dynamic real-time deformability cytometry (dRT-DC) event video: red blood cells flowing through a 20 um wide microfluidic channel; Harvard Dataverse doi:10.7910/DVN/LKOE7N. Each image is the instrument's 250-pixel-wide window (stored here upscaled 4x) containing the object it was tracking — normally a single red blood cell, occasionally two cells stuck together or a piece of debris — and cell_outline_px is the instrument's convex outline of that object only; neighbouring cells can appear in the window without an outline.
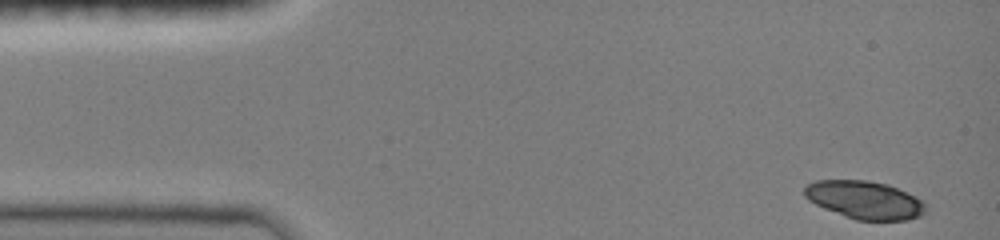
{"species": "common noctule bat (a hibernating species)", "species_latin": "Nyctalus noctula", "temperature_condition": "room temperature", "stored_images_in_passage": 5, "camera_frame_rate_fps": 3000, "um_per_image_px": 0.085, "animal": {"sex": "female", "body_mass_g": 19.0, "forearm_length_mm": 51.5}, "frame": {"image": 1, "passage_image": 1, "time_ms": 0.0, "image_size_px": [1000, 240], "cell_outline_px": [[924, 212], [920, 216], [908, 220], [856, 220], [824, 208], [808, 200], [804, 196], [804, 188], [808, 184], [816, 180], [868, 180], [888, 184], [916, 196], [924, 204]], "centroid_in_image_um": [73.48, 16.98], "position_along_channel_um": 11.5, "area_um2": 26.7}}
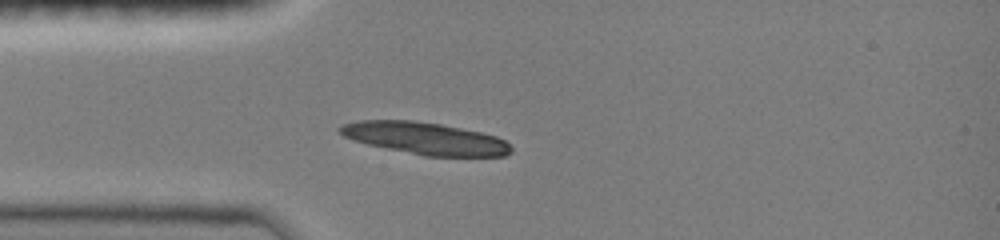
{"frame": {"image": 2, "passage_image": 5, "time_ms": 3.333, "image_size_px": [1000, 240], "cell_outline_px": [[512, 152], [504, 156], [424, 156], [368, 144], [352, 140], [336, 132], [336, 128], [344, 124], [356, 120], [412, 120], [440, 124], [480, 132], [496, 136], [504, 140], [512, 148]], "centroid_in_image_um": [36.09, 11.76], "position_along_channel_um": 48.9, "area_um2": 32.02}}